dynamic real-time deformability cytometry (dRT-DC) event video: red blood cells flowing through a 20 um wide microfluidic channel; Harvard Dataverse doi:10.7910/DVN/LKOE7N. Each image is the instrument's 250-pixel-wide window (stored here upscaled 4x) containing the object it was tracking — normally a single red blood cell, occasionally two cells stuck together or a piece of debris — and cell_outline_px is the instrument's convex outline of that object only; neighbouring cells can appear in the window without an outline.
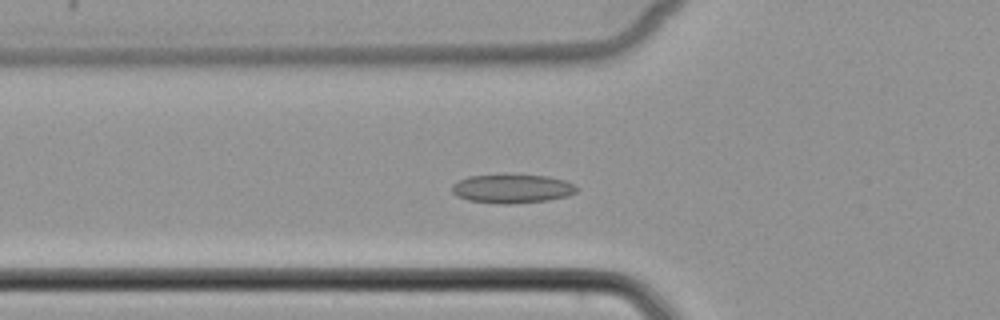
{"species": "common noctule bat (a hibernating species)", "species_latin": "Nyctalus noctula", "temperature_condition": "cold", "stored_images_in_passage": 50, "camera_frame_rate_fps": 3000, "um_per_image_px": 0.085, "animal": {"sex": "female", "body_mass_g": 22.7, "forearm_length_mm": 54.2}, "frame": {"image": 1, "passage_image": 16, "time_ms": 5.0, "image_size_px": [1000, 320], "cell_outline_px": [[576, 192], [568, 196], [548, 200], [508, 204], [504, 204], [468, 200], [456, 196], [452, 192], [452, 184], [468, 176], [548, 176], [564, 180], [576, 184]], "centroid_in_image_um": [43.54, 16.06], "position_along_channel_um": 82.3, "area_um2": 20.52}}
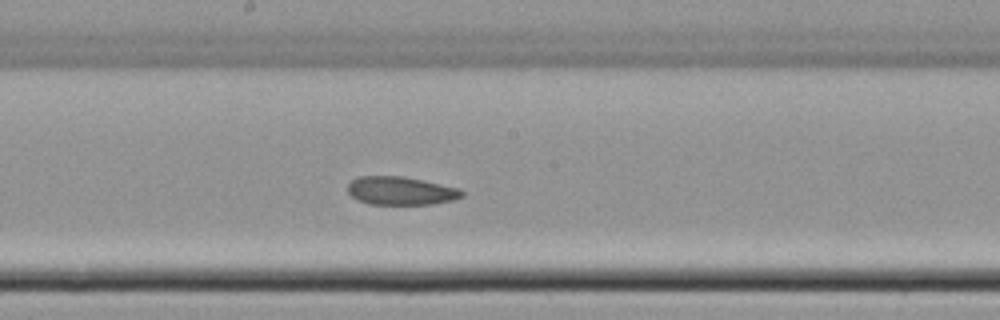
{"frame": {"image": 2, "passage_image": 26, "time_ms": 8.333, "image_size_px": [1000, 320], "cell_outline_px": [[464, 196], [452, 200], [432, 204], [368, 204], [352, 196], [348, 192], [348, 184], [352, 180], [360, 176], [404, 176], [424, 180], [460, 188], [464, 192]], "centroid_in_image_um": [34.1, 16.21], "position_along_channel_um": 214.1, "area_um2": 18.84}}
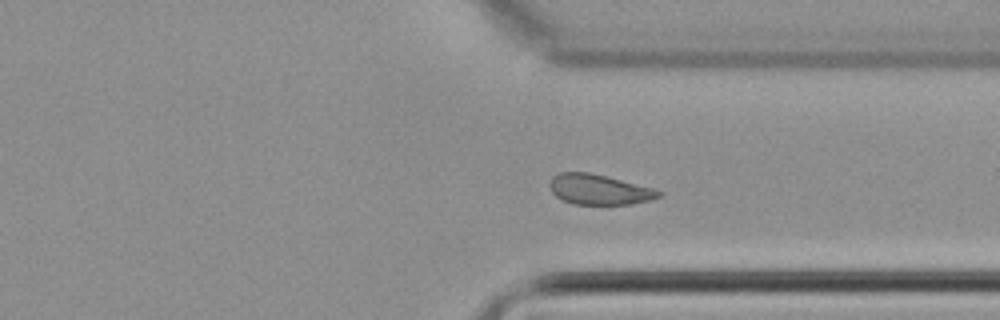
{"frame": {"image": 3, "passage_image": 37, "time_ms": 12.0, "image_size_px": [1000, 320], "cell_outline_px": [[664, 192], [660, 196], [652, 200], [632, 204], [572, 204], [556, 196], [552, 192], [548, 184], [552, 176], [560, 172], [588, 172], [652, 188]], "centroid_in_image_um": [50.9, 16.11], "position_along_channel_um": 360.5, "area_um2": 19.07}}